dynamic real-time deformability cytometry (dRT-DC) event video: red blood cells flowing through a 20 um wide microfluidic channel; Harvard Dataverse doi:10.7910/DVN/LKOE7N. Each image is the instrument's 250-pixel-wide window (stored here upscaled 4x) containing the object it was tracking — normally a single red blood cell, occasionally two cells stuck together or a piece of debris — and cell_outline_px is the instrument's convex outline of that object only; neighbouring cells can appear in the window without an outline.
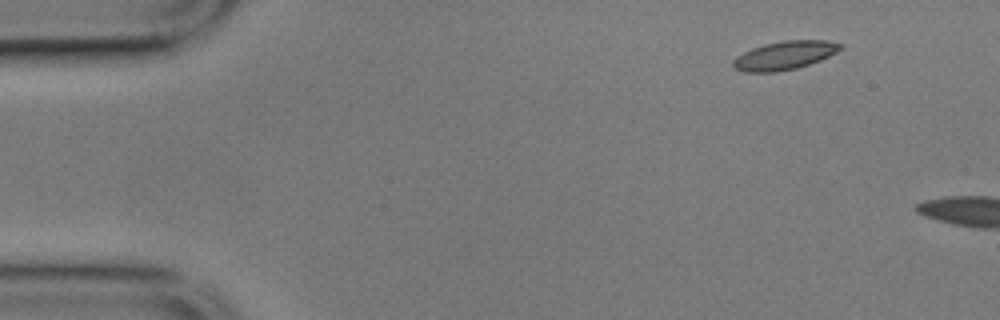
{"species": "common noctule bat (a hibernating species)", "species_latin": "Nyctalus noctula", "temperature_condition": "cold", "stored_images_in_passage": 4, "camera_frame_rate_fps": 3000, "um_per_image_px": 0.085, "animal": {"sex": "male", "body_mass_g": 17.9}, "frame": {"image": 1, "passage_image": 1, "time_ms": 0.0, "image_size_px": [1000, 320], "cell_outline_px": [[844, 44], [836, 52], [820, 60], [796, 68], [776, 72], [744, 72], [732, 68], [732, 60], [736, 56], [752, 48], [764, 44], [784, 40], [828, 40]], "centroid_in_image_um": [66.65, 4.71], "position_along_channel_um": 18.4, "area_um2": 17.86}}